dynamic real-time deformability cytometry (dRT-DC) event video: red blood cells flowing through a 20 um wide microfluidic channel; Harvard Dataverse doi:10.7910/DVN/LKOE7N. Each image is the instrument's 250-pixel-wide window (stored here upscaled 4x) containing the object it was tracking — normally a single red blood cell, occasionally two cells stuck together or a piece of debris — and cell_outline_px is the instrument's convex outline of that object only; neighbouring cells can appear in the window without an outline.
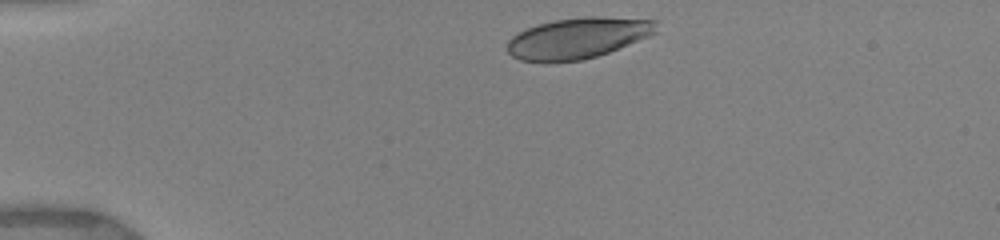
{"species": "human", "species_latin": "Homo sapiens", "temperature_condition": "warm", "stored_images_in_passage": 9, "camera_frame_rate_fps": 3000, "um_per_image_px": 0.085, "donor": {"sex": "female"}, "frame": {"image": 1, "passage_image": 1, "time_ms": 0.0, "image_size_px": [1000, 240], "cell_outline_px": [[656, 32], [648, 36], [608, 52], [596, 56], [580, 60], [520, 60], [512, 56], [508, 52], [508, 40], [516, 32], [536, 24], [556, 20], [584, 16], [604, 16], [656, 20]], "centroid_in_image_um": [49.11, 3.2], "position_along_channel_um": 35.9, "area_um2": 34.97}}